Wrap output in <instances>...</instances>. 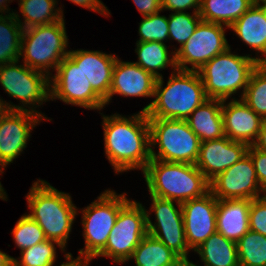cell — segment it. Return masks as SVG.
Masks as SVG:
<instances>
[{
  "instance_id": "cell-17",
  "label": "cell",
  "mask_w": 266,
  "mask_h": 266,
  "mask_svg": "<svg viewBox=\"0 0 266 266\" xmlns=\"http://www.w3.org/2000/svg\"><path fill=\"white\" fill-rule=\"evenodd\" d=\"M249 145L233 141L227 136L219 139L202 141L195 166L211 182L227 168L242 159Z\"/></svg>"
},
{
  "instance_id": "cell-9",
  "label": "cell",
  "mask_w": 266,
  "mask_h": 266,
  "mask_svg": "<svg viewBox=\"0 0 266 266\" xmlns=\"http://www.w3.org/2000/svg\"><path fill=\"white\" fill-rule=\"evenodd\" d=\"M19 62L17 60L0 65V84L9 96L20 100V110L39 114L46 121L47 117L35 108L51 100L50 77L25 64L17 65Z\"/></svg>"
},
{
  "instance_id": "cell-37",
  "label": "cell",
  "mask_w": 266,
  "mask_h": 266,
  "mask_svg": "<svg viewBox=\"0 0 266 266\" xmlns=\"http://www.w3.org/2000/svg\"><path fill=\"white\" fill-rule=\"evenodd\" d=\"M247 153L251 157L263 195H266V152L249 145Z\"/></svg>"
},
{
  "instance_id": "cell-39",
  "label": "cell",
  "mask_w": 266,
  "mask_h": 266,
  "mask_svg": "<svg viewBox=\"0 0 266 266\" xmlns=\"http://www.w3.org/2000/svg\"><path fill=\"white\" fill-rule=\"evenodd\" d=\"M143 17L162 12L161 0H133Z\"/></svg>"
},
{
  "instance_id": "cell-43",
  "label": "cell",
  "mask_w": 266,
  "mask_h": 266,
  "mask_svg": "<svg viewBox=\"0 0 266 266\" xmlns=\"http://www.w3.org/2000/svg\"><path fill=\"white\" fill-rule=\"evenodd\" d=\"M260 55H262L264 57L261 58V57H259V55L257 57H254L256 67L266 69V44L263 48V51L260 53Z\"/></svg>"
},
{
  "instance_id": "cell-1",
  "label": "cell",
  "mask_w": 266,
  "mask_h": 266,
  "mask_svg": "<svg viewBox=\"0 0 266 266\" xmlns=\"http://www.w3.org/2000/svg\"><path fill=\"white\" fill-rule=\"evenodd\" d=\"M106 158L115 173L145 170L151 161L150 128L146 112L132 116L102 115Z\"/></svg>"
},
{
  "instance_id": "cell-8",
  "label": "cell",
  "mask_w": 266,
  "mask_h": 266,
  "mask_svg": "<svg viewBox=\"0 0 266 266\" xmlns=\"http://www.w3.org/2000/svg\"><path fill=\"white\" fill-rule=\"evenodd\" d=\"M148 123L151 159L196 163L201 141L186 120L148 118ZM156 145H158V153L153 149Z\"/></svg>"
},
{
  "instance_id": "cell-29",
  "label": "cell",
  "mask_w": 266,
  "mask_h": 266,
  "mask_svg": "<svg viewBox=\"0 0 266 266\" xmlns=\"http://www.w3.org/2000/svg\"><path fill=\"white\" fill-rule=\"evenodd\" d=\"M22 32L13 14L0 15V65L20 60Z\"/></svg>"
},
{
  "instance_id": "cell-20",
  "label": "cell",
  "mask_w": 266,
  "mask_h": 266,
  "mask_svg": "<svg viewBox=\"0 0 266 266\" xmlns=\"http://www.w3.org/2000/svg\"><path fill=\"white\" fill-rule=\"evenodd\" d=\"M116 54L93 50H69L68 56L81 68L92 89L105 101L109 96Z\"/></svg>"
},
{
  "instance_id": "cell-7",
  "label": "cell",
  "mask_w": 266,
  "mask_h": 266,
  "mask_svg": "<svg viewBox=\"0 0 266 266\" xmlns=\"http://www.w3.org/2000/svg\"><path fill=\"white\" fill-rule=\"evenodd\" d=\"M68 44L63 18L53 24L23 29L19 57L24 59L23 63L29 68L50 77L52 76L50 70H56L62 60L68 56Z\"/></svg>"
},
{
  "instance_id": "cell-4",
  "label": "cell",
  "mask_w": 266,
  "mask_h": 266,
  "mask_svg": "<svg viewBox=\"0 0 266 266\" xmlns=\"http://www.w3.org/2000/svg\"><path fill=\"white\" fill-rule=\"evenodd\" d=\"M143 174L150 195L175 201L176 204L210 191V182L195 164L151 159Z\"/></svg>"
},
{
  "instance_id": "cell-2",
  "label": "cell",
  "mask_w": 266,
  "mask_h": 266,
  "mask_svg": "<svg viewBox=\"0 0 266 266\" xmlns=\"http://www.w3.org/2000/svg\"><path fill=\"white\" fill-rule=\"evenodd\" d=\"M163 76L155 83V99L142 111L148 118L186 120L208 98L198 71H172L163 87Z\"/></svg>"
},
{
  "instance_id": "cell-26",
  "label": "cell",
  "mask_w": 266,
  "mask_h": 266,
  "mask_svg": "<svg viewBox=\"0 0 266 266\" xmlns=\"http://www.w3.org/2000/svg\"><path fill=\"white\" fill-rule=\"evenodd\" d=\"M18 4L24 22L17 12L13 15L23 29L53 24L64 18L61 7L56 8L57 0H20Z\"/></svg>"
},
{
  "instance_id": "cell-24",
  "label": "cell",
  "mask_w": 266,
  "mask_h": 266,
  "mask_svg": "<svg viewBox=\"0 0 266 266\" xmlns=\"http://www.w3.org/2000/svg\"><path fill=\"white\" fill-rule=\"evenodd\" d=\"M204 266H240L236 242L214 232L194 250ZM194 266H198L190 261Z\"/></svg>"
},
{
  "instance_id": "cell-3",
  "label": "cell",
  "mask_w": 266,
  "mask_h": 266,
  "mask_svg": "<svg viewBox=\"0 0 266 266\" xmlns=\"http://www.w3.org/2000/svg\"><path fill=\"white\" fill-rule=\"evenodd\" d=\"M26 199L30 209L27 215L41 227L46 239L58 242L65 249L78 214L71 196L38 179L32 184Z\"/></svg>"
},
{
  "instance_id": "cell-22",
  "label": "cell",
  "mask_w": 266,
  "mask_h": 266,
  "mask_svg": "<svg viewBox=\"0 0 266 266\" xmlns=\"http://www.w3.org/2000/svg\"><path fill=\"white\" fill-rule=\"evenodd\" d=\"M222 104L223 100L208 98L186 119L189 127L201 142L225 136Z\"/></svg>"
},
{
  "instance_id": "cell-6",
  "label": "cell",
  "mask_w": 266,
  "mask_h": 266,
  "mask_svg": "<svg viewBox=\"0 0 266 266\" xmlns=\"http://www.w3.org/2000/svg\"><path fill=\"white\" fill-rule=\"evenodd\" d=\"M255 68L254 57L233 54L229 47L208 61L198 73L207 98L227 100L240 89L242 98Z\"/></svg>"
},
{
  "instance_id": "cell-11",
  "label": "cell",
  "mask_w": 266,
  "mask_h": 266,
  "mask_svg": "<svg viewBox=\"0 0 266 266\" xmlns=\"http://www.w3.org/2000/svg\"><path fill=\"white\" fill-rule=\"evenodd\" d=\"M50 76V98L60 99L65 104H71L88 110H101L105 101L92 89L81 68L66 56Z\"/></svg>"
},
{
  "instance_id": "cell-23",
  "label": "cell",
  "mask_w": 266,
  "mask_h": 266,
  "mask_svg": "<svg viewBox=\"0 0 266 266\" xmlns=\"http://www.w3.org/2000/svg\"><path fill=\"white\" fill-rule=\"evenodd\" d=\"M229 28L256 54L261 53L266 44V5L253 4Z\"/></svg>"
},
{
  "instance_id": "cell-18",
  "label": "cell",
  "mask_w": 266,
  "mask_h": 266,
  "mask_svg": "<svg viewBox=\"0 0 266 266\" xmlns=\"http://www.w3.org/2000/svg\"><path fill=\"white\" fill-rule=\"evenodd\" d=\"M156 80L152 74L134 62H124L117 58L105 106L109 104L115 94L124 97H154Z\"/></svg>"
},
{
  "instance_id": "cell-41",
  "label": "cell",
  "mask_w": 266,
  "mask_h": 266,
  "mask_svg": "<svg viewBox=\"0 0 266 266\" xmlns=\"http://www.w3.org/2000/svg\"><path fill=\"white\" fill-rule=\"evenodd\" d=\"M252 145L257 149L266 152V120H263L258 137Z\"/></svg>"
},
{
  "instance_id": "cell-33",
  "label": "cell",
  "mask_w": 266,
  "mask_h": 266,
  "mask_svg": "<svg viewBox=\"0 0 266 266\" xmlns=\"http://www.w3.org/2000/svg\"><path fill=\"white\" fill-rule=\"evenodd\" d=\"M173 12L168 17L169 40L177 41L181 46L175 49V53L187 42L194 33L202 18L199 12Z\"/></svg>"
},
{
  "instance_id": "cell-47",
  "label": "cell",
  "mask_w": 266,
  "mask_h": 266,
  "mask_svg": "<svg viewBox=\"0 0 266 266\" xmlns=\"http://www.w3.org/2000/svg\"><path fill=\"white\" fill-rule=\"evenodd\" d=\"M252 1V4H255V5H266V0H251ZM261 2V3H260Z\"/></svg>"
},
{
  "instance_id": "cell-19",
  "label": "cell",
  "mask_w": 266,
  "mask_h": 266,
  "mask_svg": "<svg viewBox=\"0 0 266 266\" xmlns=\"http://www.w3.org/2000/svg\"><path fill=\"white\" fill-rule=\"evenodd\" d=\"M232 99L228 104L226 100H223L222 104L225 136L233 141L252 145L258 137L263 119L241 98Z\"/></svg>"
},
{
  "instance_id": "cell-45",
  "label": "cell",
  "mask_w": 266,
  "mask_h": 266,
  "mask_svg": "<svg viewBox=\"0 0 266 266\" xmlns=\"http://www.w3.org/2000/svg\"><path fill=\"white\" fill-rule=\"evenodd\" d=\"M13 0H0V15H6V13L13 14L14 12H10V8L8 7L7 3L12 2ZM4 12V13H3Z\"/></svg>"
},
{
  "instance_id": "cell-36",
  "label": "cell",
  "mask_w": 266,
  "mask_h": 266,
  "mask_svg": "<svg viewBox=\"0 0 266 266\" xmlns=\"http://www.w3.org/2000/svg\"><path fill=\"white\" fill-rule=\"evenodd\" d=\"M249 228L266 236V195L251 201Z\"/></svg>"
},
{
  "instance_id": "cell-48",
  "label": "cell",
  "mask_w": 266,
  "mask_h": 266,
  "mask_svg": "<svg viewBox=\"0 0 266 266\" xmlns=\"http://www.w3.org/2000/svg\"><path fill=\"white\" fill-rule=\"evenodd\" d=\"M66 266H78L73 260H70Z\"/></svg>"
},
{
  "instance_id": "cell-12",
  "label": "cell",
  "mask_w": 266,
  "mask_h": 266,
  "mask_svg": "<svg viewBox=\"0 0 266 266\" xmlns=\"http://www.w3.org/2000/svg\"><path fill=\"white\" fill-rule=\"evenodd\" d=\"M224 27L226 29L227 26L201 20L191 37L175 53L177 69L199 71L208 61L229 48Z\"/></svg>"
},
{
  "instance_id": "cell-38",
  "label": "cell",
  "mask_w": 266,
  "mask_h": 266,
  "mask_svg": "<svg viewBox=\"0 0 266 266\" xmlns=\"http://www.w3.org/2000/svg\"><path fill=\"white\" fill-rule=\"evenodd\" d=\"M200 6L201 0H161L162 11L186 12L193 8V12H199Z\"/></svg>"
},
{
  "instance_id": "cell-40",
  "label": "cell",
  "mask_w": 266,
  "mask_h": 266,
  "mask_svg": "<svg viewBox=\"0 0 266 266\" xmlns=\"http://www.w3.org/2000/svg\"><path fill=\"white\" fill-rule=\"evenodd\" d=\"M70 2L78 5L80 7L92 10L93 12H98L101 15L108 16L111 15L106 5L100 0H69Z\"/></svg>"
},
{
  "instance_id": "cell-21",
  "label": "cell",
  "mask_w": 266,
  "mask_h": 266,
  "mask_svg": "<svg viewBox=\"0 0 266 266\" xmlns=\"http://www.w3.org/2000/svg\"><path fill=\"white\" fill-rule=\"evenodd\" d=\"M249 199L218 200L217 232L234 242L243 237L249 230Z\"/></svg>"
},
{
  "instance_id": "cell-28",
  "label": "cell",
  "mask_w": 266,
  "mask_h": 266,
  "mask_svg": "<svg viewBox=\"0 0 266 266\" xmlns=\"http://www.w3.org/2000/svg\"><path fill=\"white\" fill-rule=\"evenodd\" d=\"M252 5L251 0H201L199 15L203 21L229 28Z\"/></svg>"
},
{
  "instance_id": "cell-10",
  "label": "cell",
  "mask_w": 266,
  "mask_h": 266,
  "mask_svg": "<svg viewBox=\"0 0 266 266\" xmlns=\"http://www.w3.org/2000/svg\"><path fill=\"white\" fill-rule=\"evenodd\" d=\"M147 234L146 209L140 202L130 200L119 211L107 244L96 257L112 258L117 264L126 263Z\"/></svg>"
},
{
  "instance_id": "cell-25",
  "label": "cell",
  "mask_w": 266,
  "mask_h": 266,
  "mask_svg": "<svg viewBox=\"0 0 266 266\" xmlns=\"http://www.w3.org/2000/svg\"><path fill=\"white\" fill-rule=\"evenodd\" d=\"M136 266H184L185 262L164 243L147 234L133 251Z\"/></svg>"
},
{
  "instance_id": "cell-42",
  "label": "cell",
  "mask_w": 266,
  "mask_h": 266,
  "mask_svg": "<svg viewBox=\"0 0 266 266\" xmlns=\"http://www.w3.org/2000/svg\"><path fill=\"white\" fill-rule=\"evenodd\" d=\"M1 98V97H0ZM13 103H8L6 101H3V99H0V119L10 110H20L19 105H15Z\"/></svg>"
},
{
  "instance_id": "cell-34",
  "label": "cell",
  "mask_w": 266,
  "mask_h": 266,
  "mask_svg": "<svg viewBox=\"0 0 266 266\" xmlns=\"http://www.w3.org/2000/svg\"><path fill=\"white\" fill-rule=\"evenodd\" d=\"M11 233L20 252L46 240L41 227L27 214L20 217Z\"/></svg>"
},
{
  "instance_id": "cell-44",
  "label": "cell",
  "mask_w": 266,
  "mask_h": 266,
  "mask_svg": "<svg viewBox=\"0 0 266 266\" xmlns=\"http://www.w3.org/2000/svg\"><path fill=\"white\" fill-rule=\"evenodd\" d=\"M0 266H13V257L0 250Z\"/></svg>"
},
{
  "instance_id": "cell-31",
  "label": "cell",
  "mask_w": 266,
  "mask_h": 266,
  "mask_svg": "<svg viewBox=\"0 0 266 266\" xmlns=\"http://www.w3.org/2000/svg\"><path fill=\"white\" fill-rule=\"evenodd\" d=\"M236 244L240 266H266V236L249 230Z\"/></svg>"
},
{
  "instance_id": "cell-49",
  "label": "cell",
  "mask_w": 266,
  "mask_h": 266,
  "mask_svg": "<svg viewBox=\"0 0 266 266\" xmlns=\"http://www.w3.org/2000/svg\"><path fill=\"white\" fill-rule=\"evenodd\" d=\"M184 266H194V265L189 261V262L185 263Z\"/></svg>"
},
{
  "instance_id": "cell-27",
  "label": "cell",
  "mask_w": 266,
  "mask_h": 266,
  "mask_svg": "<svg viewBox=\"0 0 266 266\" xmlns=\"http://www.w3.org/2000/svg\"><path fill=\"white\" fill-rule=\"evenodd\" d=\"M135 52L138 61L134 62L142 69L152 74L156 79L161 78L159 71L171 66L173 72L177 70L175 52L169 54L166 43L152 42H136ZM171 55V57H169Z\"/></svg>"
},
{
  "instance_id": "cell-15",
  "label": "cell",
  "mask_w": 266,
  "mask_h": 266,
  "mask_svg": "<svg viewBox=\"0 0 266 266\" xmlns=\"http://www.w3.org/2000/svg\"><path fill=\"white\" fill-rule=\"evenodd\" d=\"M44 120L39 114L10 110L0 119V167L4 170L27 147L33 127Z\"/></svg>"
},
{
  "instance_id": "cell-14",
  "label": "cell",
  "mask_w": 266,
  "mask_h": 266,
  "mask_svg": "<svg viewBox=\"0 0 266 266\" xmlns=\"http://www.w3.org/2000/svg\"><path fill=\"white\" fill-rule=\"evenodd\" d=\"M210 191L217 200H253L264 196L248 153L214 178Z\"/></svg>"
},
{
  "instance_id": "cell-30",
  "label": "cell",
  "mask_w": 266,
  "mask_h": 266,
  "mask_svg": "<svg viewBox=\"0 0 266 266\" xmlns=\"http://www.w3.org/2000/svg\"><path fill=\"white\" fill-rule=\"evenodd\" d=\"M55 245L59 246L62 252L65 251L58 242L46 239L21 251L20 258H13V266H53L57 258ZM71 258H73L72 254L66 253L65 259L67 262H63L60 266H66Z\"/></svg>"
},
{
  "instance_id": "cell-5",
  "label": "cell",
  "mask_w": 266,
  "mask_h": 266,
  "mask_svg": "<svg viewBox=\"0 0 266 266\" xmlns=\"http://www.w3.org/2000/svg\"><path fill=\"white\" fill-rule=\"evenodd\" d=\"M126 195L105 190L81 211L85 247L79 250L78 257L71 258L77 265L89 266L90 261L105 248L119 211L130 201Z\"/></svg>"
},
{
  "instance_id": "cell-13",
  "label": "cell",
  "mask_w": 266,
  "mask_h": 266,
  "mask_svg": "<svg viewBox=\"0 0 266 266\" xmlns=\"http://www.w3.org/2000/svg\"><path fill=\"white\" fill-rule=\"evenodd\" d=\"M151 197V211L155 212L153 223L150 218V211L146 210L148 234L164 243L170 250L177 254L185 263L189 262V247L185 239L184 219L181 203L175 206L174 201Z\"/></svg>"
},
{
  "instance_id": "cell-16",
  "label": "cell",
  "mask_w": 266,
  "mask_h": 266,
  "mask_svg": "<svg viewBox=\"0 0 266 266\" xmlns=\"http://www.w3.org/2000/svg\"><path fill=\"white\" fill-rule=\"evenodd\" d=\"M217 203L218 200L209 191L181 204L185 239L190 250L194 251L217 231Z\"/></svg>"
},
{
  "instance_id": "cell-46",
  "label": "cell",
  "mask_w": 266,
  "mask_h": 266,
  "mask_svg": "<svg viewBox=\"0 0 266 266\" xmlns=\"http://www.w3.org/2000/svg\"><path fill=\"white\" fill-rule=\"evenodd\" d=\"M0 174H3V169L0 167ZM7 193L5 192L4 188L2 187V184L0 182V199L6 200L7 199Z\"/></svg>"
},
{
  "instance_id": "cell-35",
  "label": "cell",
  "mask_w": 266,
  "mask_h": 266,
  "mask_svg": "<svg viewBox=\"0 0 266 266\" xmlns=\"http://www.w3.org/2000/svg\"><path fill=\"white\" fill-rule=\"evenodd\" d=\"M152 14L142 18L139 23V40L137 42H162L169 39L168 18L164 15Z\"/></svg>"
},
{
  "instance_id": "cell-32",
  "label": "cell",
  "mask_w": 266,
  "mask_h": 266,
  "mask_svg": "<svg viewBox=\"0 0 266 266\" xmlns=\"http://www.w3.org/2000/svg\"><path fill=\"white\" fill-rule=\"evenodd\" d=\"M257 115L266 120V69L256 67L241 98Z\"/></svg>"
}]
</instances>
